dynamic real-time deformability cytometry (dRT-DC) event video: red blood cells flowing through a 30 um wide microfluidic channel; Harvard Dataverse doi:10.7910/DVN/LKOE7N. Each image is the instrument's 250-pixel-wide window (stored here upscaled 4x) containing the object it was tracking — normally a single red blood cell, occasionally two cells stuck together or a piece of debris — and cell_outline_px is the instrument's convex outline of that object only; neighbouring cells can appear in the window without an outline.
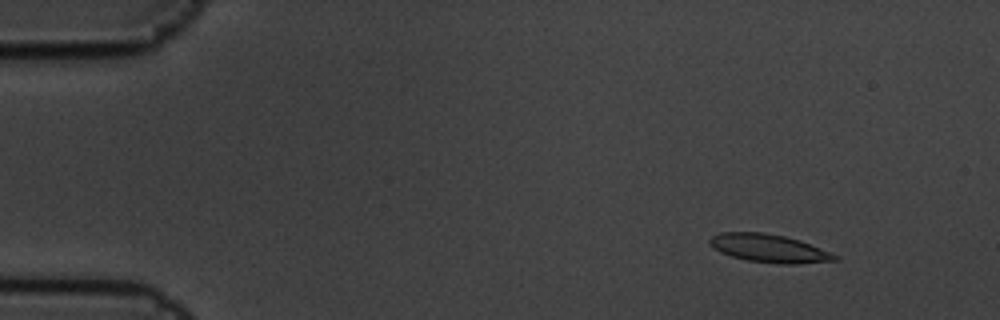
{"species": "common noctule bat (a hibernating species)", "species_latin": "Nyctalus noctula", "temperature_condition": "cold", "stored_images_in_passage": 6, "camera_frame_rate_fps": 3000, "um_per_image_px": 0.085, "animal": {"sex": "male", "body_mass_g": 19.5, "forearm_length_mm": 54.6}, "frame": {"image": 1, "passage_image": 2, "time_ms": 0.333, "image_size_px": [1000, 320], "cell_outline_px": [[840, 260], [796, 264], [780, 264], [748, 260], [732, 256], [720, 252], [708, 240], [712, 236], [720, 232], [764, 232], [784, 236], [800, 240], [840, 256]], "centroid_in_image_um": [65.42, 21.11], "position_along_channel_um": 19.6, "area_um2": 20.4}}
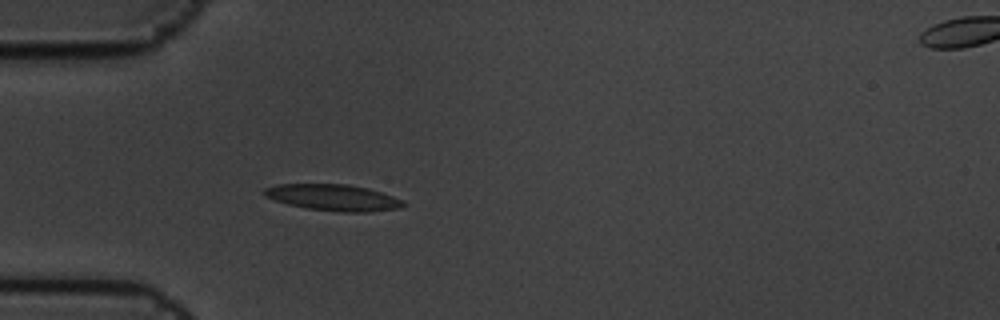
{"frame": {"image": 2, "passage_image": 5, "time_ms": 1.333, "image_size_px": [1000, 320], "cell_outline_px": [[408, 204], [400, 208], [368, 212], [344, 212], [308, 208], [288, 204], [264, 196], [260, 192], [264, 188], [276, 184], [348, 184], [368, 188], [404, 200]], "centroid_in_image_um": [28.33, 16.78], "position_along_channel_um": 56.7, "area_um2": 21.39}}